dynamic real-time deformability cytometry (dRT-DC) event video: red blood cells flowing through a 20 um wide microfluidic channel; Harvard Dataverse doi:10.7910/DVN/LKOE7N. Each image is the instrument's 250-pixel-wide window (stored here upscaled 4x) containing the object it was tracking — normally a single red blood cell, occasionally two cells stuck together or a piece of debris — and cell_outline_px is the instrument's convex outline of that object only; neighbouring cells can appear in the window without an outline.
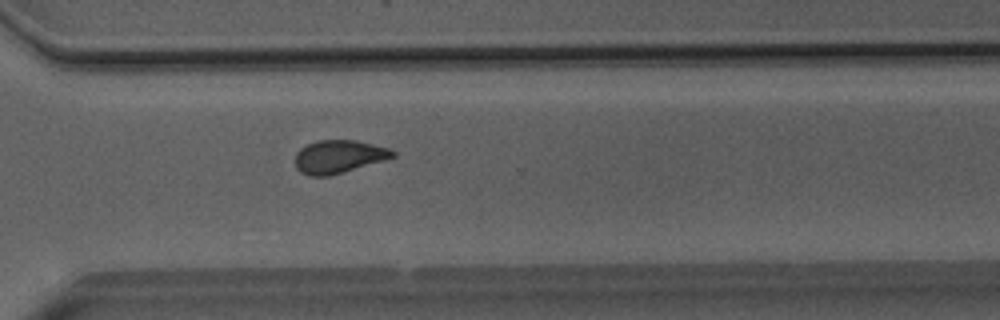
{"species": "Egyptian fruit bat (a non-hibernating species)", "species_latin": "Rousettus aegyptiacus", "temperature_condition": "room temperature", "stored_images_in_passage": 35, "camera_frame_rate_fps": 3000, "um_per_image_px": 0.085, "animal": {"sex": "male"}, "frame": {"image": 1, "passage_image": 21, "time_ms": 6.667, "image_size_px": [1000, 320], "cell_outline_px": [[396, 156], [384, 160], [328, 176], [308, 176], [300, 172], [296, 168], [296, 152], [300, 148], [316, 140], [356, 140], [388, 148], [396, 152]], "centroid_in_image_um": [28.77, 13.31], "position_along_channel_um": 341.8, "area_um2": 18.67}}
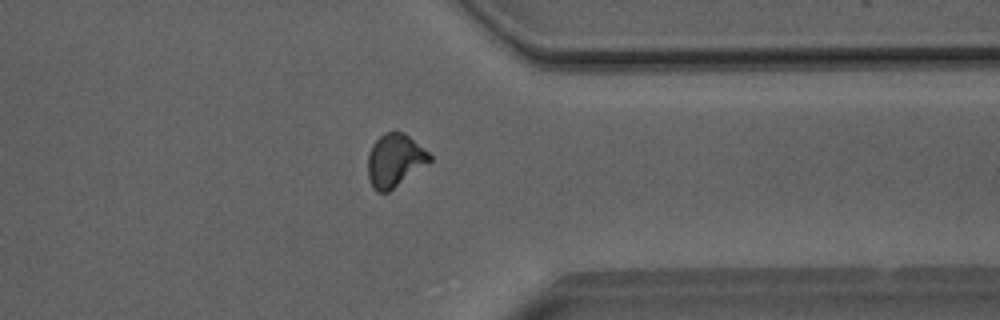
{"frame": {"image": 2, "passage_image": 24, "time_ms": 7.667, "image_size_px": [1000, 320], "cell_outline_px": [[432, 160], [388, 192], [376, 192], [372, 188], [368, 180], [368, 152], [372, 144], [384, 132], [404, 132], [428, 152], [432, 156]], "centroid_in_image_um": [33.52, 13.64], "position_along_channel_um": 377.9, "area_um2": 19.02}}
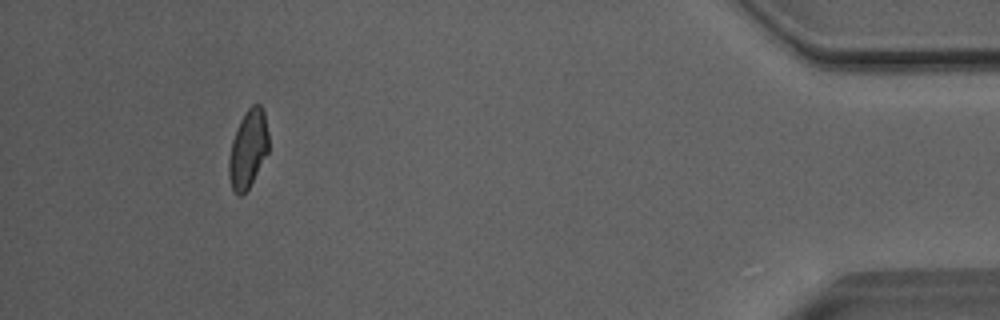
{"frame": {"image": 3, "passage_image": 31, "time_ms": 10.0, "image_size_px": [1000, 320], "cell_outline_px": [[268, 152], [248, 188], [240, 196], [232, 188], [228, 176], [228, 160], [232, 140], [236, 128], [240, 120], [248, 108], [252, 104], [260, 104], [264, 112], [268, 132]], "centroid_in_image_um": [21.07, 12.63], "position_along_channel_um": 414.1, "area_um2": 17.92}}